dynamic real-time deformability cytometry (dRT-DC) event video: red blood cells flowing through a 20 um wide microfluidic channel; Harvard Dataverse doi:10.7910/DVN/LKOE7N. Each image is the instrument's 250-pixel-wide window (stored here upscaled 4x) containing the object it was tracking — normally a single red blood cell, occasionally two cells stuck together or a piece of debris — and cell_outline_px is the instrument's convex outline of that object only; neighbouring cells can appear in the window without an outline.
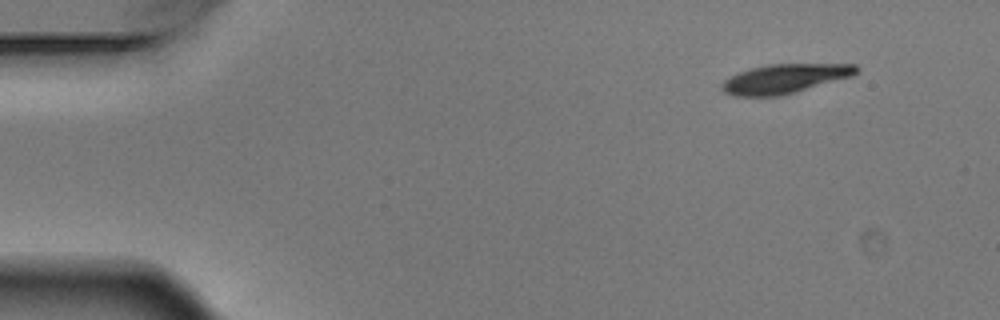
{"species": "Egyptian fruit bat (a non-hibernating species)", "species_latin": "Rousettus aegyptiacus", "temperature_condition": "warm", "stored_images_in_passage": 4, "segment_of_instrument_passage": [1, 2], "camera_frame_rate_fps": 3000, "um_per_image_px": 0.085, "animal": {"sex": "male"}, "frame": {"image": 1, "passage_image": 1, "time_ms": 0.0, "image_size_px": [1000, 320], "cell_outline_px": [[860, 72], [852, 76], [780, 96], [736, 96], [724, 92], [720, 88], [720, 84], [724, 80], [740, 72], [752, 68], [768, 64], [856, 64], [860, 68]], "centroid_in_image_um": [66.72, 6.68], "position_along_channel_um": 18.3, "area_um2": 22.83}}